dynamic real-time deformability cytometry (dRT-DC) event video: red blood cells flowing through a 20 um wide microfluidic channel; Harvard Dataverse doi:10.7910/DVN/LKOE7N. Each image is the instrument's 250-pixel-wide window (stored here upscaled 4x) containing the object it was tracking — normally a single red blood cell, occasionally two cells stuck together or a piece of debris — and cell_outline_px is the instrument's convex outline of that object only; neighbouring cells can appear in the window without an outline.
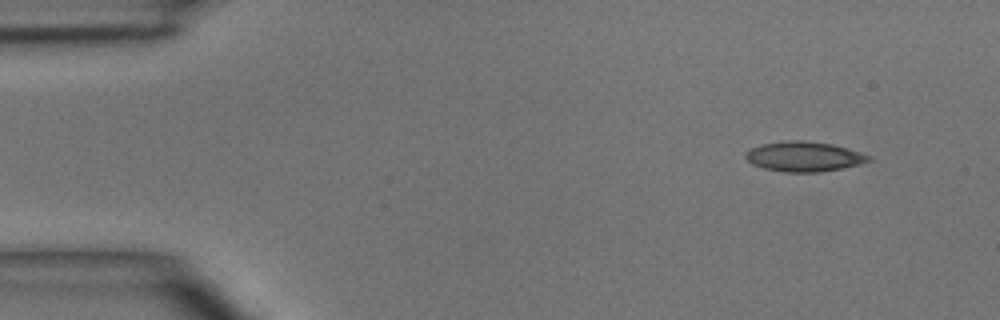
{"species": "common noctule bat (a hibernating species)", "species_latin": "Nyctalus noctula", "temperature_condition": "room temperature", "stored_images_in_passage": 3, "camera_frame_rate_fps": 3000, "um_per_image_px": 0.085, "animal": {"sex": "male", "body_mass_g": 15.6}, "frame": {"image": 1, "passage_image": 1, "time_ms": 0.0, "image_size_px": [1000, 320], "cell_outline_px": [[872, 160], [860, 164], [840, 168], [816, 172], [784, 172], [764, 168], [752, 164], [744, 156], [744, 152], [752, 148], [764, 144], [788, 140], [800, 140], [832, 144], [860, 152], [872, 156]], "centroid_in_image_um": [68.34, 13.3], "position_along_channel_um": 16.7, "area_um2": 21.27}}